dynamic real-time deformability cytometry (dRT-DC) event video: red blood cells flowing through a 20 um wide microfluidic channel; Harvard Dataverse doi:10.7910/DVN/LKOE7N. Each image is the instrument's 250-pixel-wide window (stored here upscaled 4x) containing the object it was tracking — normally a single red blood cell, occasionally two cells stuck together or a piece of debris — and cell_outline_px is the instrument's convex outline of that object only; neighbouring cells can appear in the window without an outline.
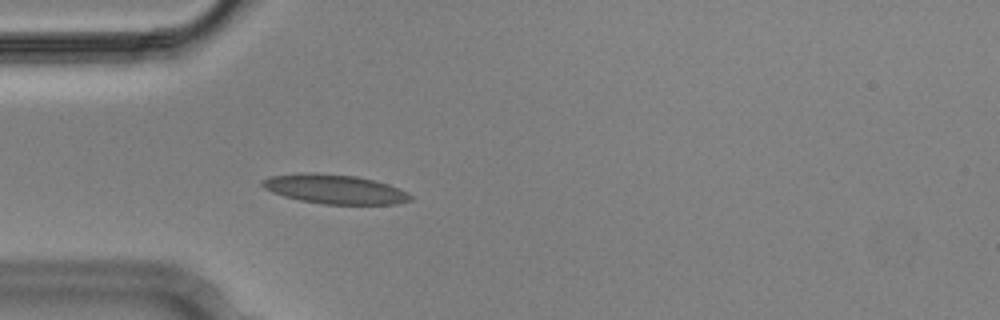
{"species": "Egyptian fruit bat (a non-hibernating species)", "species_latin": "Rousettus aegyptiacus", "temperature_condition": "cold", "stored_images_in_passage": 2, "camera_frame_rate_fps": 3000, "um_per_image_px": 0.085, "animal": {"sex": "male"}, "frame": {"image": 1, "passage_image": 2, "time_ms": 0.333, "image_size_px": [1000, 320], "cell_outline_px": [[412, 200], [396, 204], [324, 204], [300, 200], [284, 196], [272, 192], [264, 188], [260, 184], [260, 180], [268, 176], [312, 172], [316, 172], [356, 176], [388, 184], [400, 188], [408, 192], [412, 196]], "centroid_in_image_um": [28.44, 16.07], "position_along_channel_um": 56.6, "area_um2": 25.37}}